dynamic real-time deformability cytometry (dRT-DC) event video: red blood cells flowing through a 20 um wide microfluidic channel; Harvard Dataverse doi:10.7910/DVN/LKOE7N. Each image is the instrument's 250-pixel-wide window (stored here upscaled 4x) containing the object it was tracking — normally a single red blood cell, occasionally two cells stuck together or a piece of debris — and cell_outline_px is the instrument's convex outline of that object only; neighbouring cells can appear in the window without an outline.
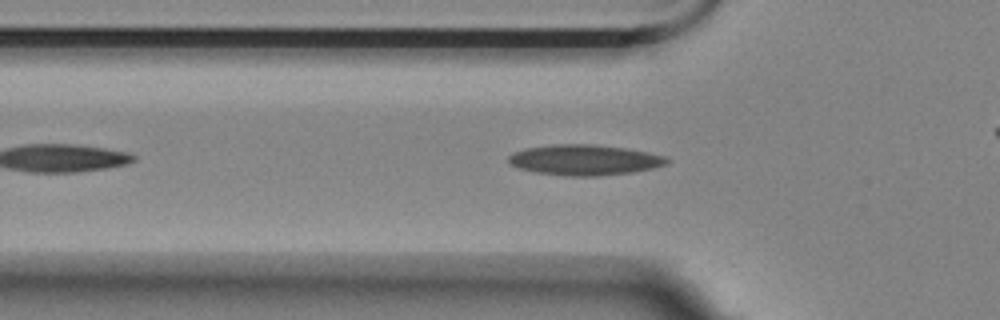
{"species": "Egyptian fruit bat (a non-hibernating species)", "species_latin": "Rousettus aegyptiacus", "temperature_condition": "room temperature", "stored_images_in_passage": 19, "camera_frame_rate_fps": 3000, "um_per_image_px": 0.085, "animal": {"sex": "female"}, "frame": {"image": 1, "passage_image": 7, "time_ms": 2.0, "image_size_px": [1000, 320], "cell_outline_px": [[672, 160], [668, 164], [652, 168], [632, 172], [596, 176], [564, 176], [536, 172], [516, 168], [508, 164], [508, 156], [512, 152], [524, 148], [552, 144], [592, 144], [624, 148], [648, 152], [664, 156]], "centroid_in_image_um": [49.64, 13.59], "position_along_channel_um": 76.2, "area_um2": 28.44}}
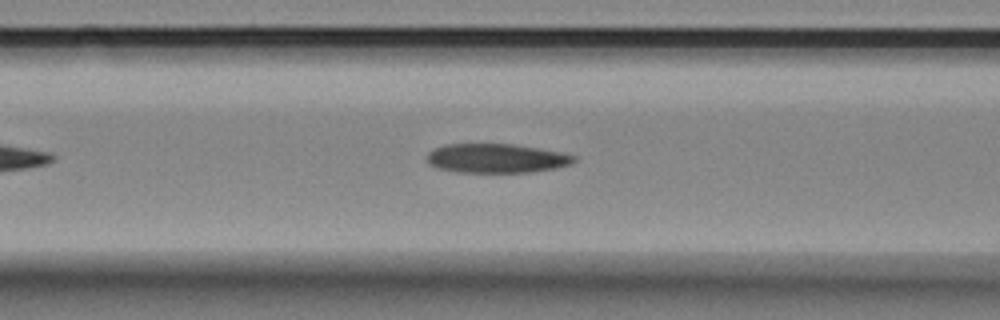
{"frame": {"image": 2, "passage_image": 11, "time_ms": 3.333, "image_size_px": [1000, 320], "cell_outline_px": [[576, 160], [572, 164], [556, 168], [532, 172], [456, 172], [436, 168], [428, 164], [424, 160], [428, 152], [436, 148], [448, 144], [512, 144], [560, 152], [576, 156]], "centroid_in_image_um": [42.16, 13.46], "position_along_channel_um": 124.4, "area_um2": 25.09}}
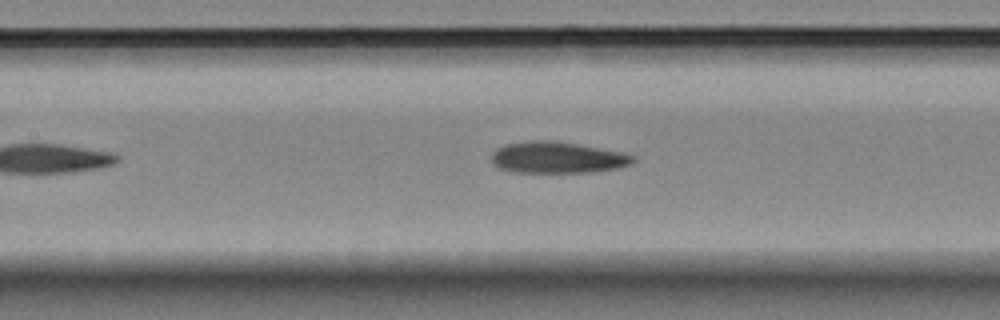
{"frame": {"image": 3, "passage_image": 14, "time_ms": 4.333, "image_size_px": [1000, 320], "cell_outline_px": [[636, 160], [632, 164], [620, 168], [588, 172], [512, 172], [500, 168], [492, 164], [492, 152], [496, 148], [504, 144], [532, 140], [552, 140], [576, 144], [620, 152], [636, 156]], "centroid_in_image_um": [47.36, 13.39], "position_along_channel_um": 160.0, "area_um2": 25.95}}